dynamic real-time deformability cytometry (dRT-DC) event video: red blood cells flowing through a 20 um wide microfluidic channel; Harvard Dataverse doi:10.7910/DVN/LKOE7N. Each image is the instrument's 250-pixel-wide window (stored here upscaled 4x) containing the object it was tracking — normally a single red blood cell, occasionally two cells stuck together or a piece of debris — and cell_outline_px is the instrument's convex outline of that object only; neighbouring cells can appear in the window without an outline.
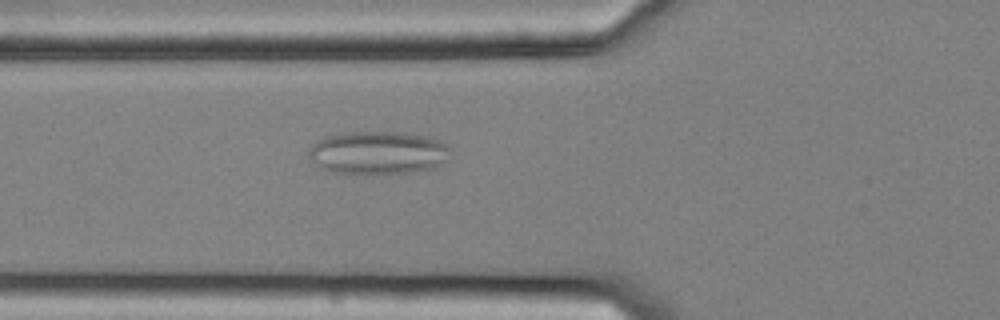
{"species": "common noctule bat (a hibernating species)", "species_latin": "Nyctalus noctula", "temperature_condition": "cold", "stored_images_in_passage": 27, "camera_frame_rate_fps": 3000, "um_per_image_px": 0.085, "animal": {"sex": "female", "body_mass_g": 25.1}, "frame": {"image": 1, "passage_image": 22, "time_ms": 7.0, "image_size_px": [1000, 320], "cell_outline_px": [[452, 148], [444, 160], [440, 164], [432, 168], [412, 172], [332, 172], [320, 168], [308, 156], [308, 148], [312, 144], [324, 136], [352, 132], [404, 132], [428, 136], [448, 144]], "centroid_in_image_um": [32.12, 12.95], "position_along_channel_um": 93.7, "area_um2": 35.2}}